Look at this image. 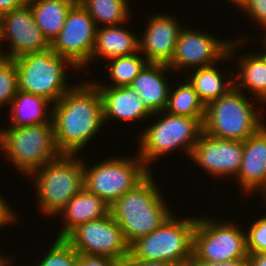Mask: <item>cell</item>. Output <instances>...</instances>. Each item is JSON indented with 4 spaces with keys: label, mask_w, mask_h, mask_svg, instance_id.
<instances>
[{
    "label": "cell",
    "mask_w": 266,
    "mask_h": 266,
    "mask_svg": "<svg viewBox=\"0 0 266 266\" xmlns=\"http://www.w3.org/2000/svg\"><path fill=\"white\" fill-rule=\"evenodd\" d=\"M4 44L8 58H17L28 53L41 52L50 48V43L37 26L32 10L24 6L0 16ZM9 44H8V43ZM9 47V48H8Z\"/></svg>",
    "instance_id": "obj_15"
},
{
    "label": "cell",
    "mask_w": 266,
    "mask_h": 266,
    "mask_svg": "<svg viewBox=\"0 0 266 266\" xmlns=\"http://www.w3.org/2000/svg\"><path fill=\"white\" fill-rule=\"evenodd\" d=\"M110 205L96 194L83 188L73 196L66 206L57 214L62 215L63 225L56 238H65L74 228L88 221L107 216Z\"/></svg>",
    "instance_id": "obj_20"
},
{
    "label": "cell",
    "mask_w": 266,
    "mask_h": 266,
    "mask_svg": "<svg viewBox=\"0 0 266 266\" xmlns=\"http://www.w3.org/2000/svg\"><path fill=\"white\" fill-rule=\"evenodd\" d=\"M18 92V76L14 59L0 61V108L10 106Z\"/></svg>",
    "instance_id": "obj_30"
},
{
    "label": "cell",
    "mask_w": 266,
    "mask_h": 266,
    "mask_svg": "<svg viewBox=\"0 0 266 266\" xmlns=\"http://www.w3.org/2000/svg\"><path fill=\"white\" fill-rule=\"evenodd\" d=\"M251 99L234 87L213 100L205 107L203 131L215 138L238 141H245L256 134L266 125L261 117L264 106H254Z\"/></svg>",
    "instance_id": "obj_4"
},
{
    "label": "cell",
    "mask_w": 266,
    "mask_h": 266,
    "mask_svg": "<svg viewBox=\"0 0 266 266\" xmlns=\"http://www.w3.org/2000/svg\"><path fill=\"white\" fill-rule=\"evenodd\" d=\"M251 53L236 59L238 72L234 74V87L240 91L249 92L250 97L256 99L260 104H266V55ZM245 89V90H244Z\"/></svg>",
    "instance_id": "obj_22"
},
{
    "label": "cell",
    "mask_w": 266,
    "mask_h": 266,
    "mask_svg": "<svg viewBox=\"0 0 266 266\" xmlns=\"http://www.w3.org/2000/svg\"><path fill=\"white\" fill-rule=\"evenodd\" d=\"M121 266H170L167 262L133 259L130 255L121 263Z\"/></svg>",
    "instance_id": "obj_35"
},
{
    "label": "cell",
    "mask_w": 266,
    "mask_h": 266,
    "mask_svg": "<svg viewBox=\"0 0 266 266\" xmlns=\"http://www.w3.org/2000/svg\"><path fill=\"white\" fill-rule=\"evenodd\" d=\"M3 44H4L3 33H2V27L0 24V61L8 58L6 51H4L5 48L2 47V46H4Z\"/></svg>",
    "instance_id": "obj_40"
},
{
    "label": "cell",
    "mask_w": 266,
    "mask_h": 266,
    "mask_svg": "<svg viewBox=\"0 0 266 266\" xmlns=\"http://www.w3.org/2000/svg\"><path fill=\"white\" fill-rule=\"evenodd\" d=\"M137 52H139V37L132 33L129 27L127 29L124 24L98 27L91 62L97 58L109 60Z\"/></svg>",
    "instance_id": "obj_21"
},
{
    "label": "cell",
    "mask_w": 266,
    "mask_h": 266,
    "mask_svg": "<svg viewBox=\"0 0 266 266\" xmlns=\"http://www.w3.org/2000/svg\"><path fill=\"white\" fill-rule=\"evenodd\" d=\"M6 201L7 199L4 200L2 194L0 193V229L1 227L4 228V226L14 224V222L17 223V220H19V218L17 219V213L14 212L15 210L11 209V205H9Z\"/></svg>",
    "instance_id": "obj_34"
},
{
    "label": "cell",
    "mask_w": 266,
    "mask_h": 266,
    "mask_svg": "<svg viewBox=\"0 0 266 266\" xmlns=\"http://www.w3.org/2000/svg\"><path fill=\"white\" fill-rule=\"evenodd\" d=\"M96 87L102 98L104 124L110 120L136 123L152 117L142 104L140 95L130 85Z\"/></svg>",
    "instance_id": "obj_18"
},
{
    "label": "cell",
    "mask_w": 266,
    "mask_h": 266,
    "mask_svg": "<svg viewBox=\"0 0 266 266\" xmlns=\"http://www.w3.org/2000/svg\"><path fill=\"white\" fill-rule=\"evenodd\" d=\"M0 149L15 169L28 177L61 155L51 120L39 125L0 128Z\"/></svg>",
    "instance_id": "obj_7"
},
{
    "label": "cell",
    "mask_w": 266,
    "mask_h": 266,
    "mask_svg": "<svg viewBox=\"0 0 266 266\" xmlns=\"http://www.w3.org/2000/svg\"><path fill=\"white\" fill-rule=\"evenodd\" d=\"M218 220L204 215L197 217L193 233V259L211 262L248 257L246 231L233 220Z\"/></svg>",
    "instance_id": "obj_11"
},
{
    "label": "cell",
    "mask_w": 266,
    "mask_h": 266,
    "mask_svg": "<svg viewBox=\"0 0 266 266\" xmlns=\"http://www.w3.org/2000/svg\"><path fill=\"white\" fill-rule=\"evenodd\" d=\"M79 2L92 17L97 28L125 23L128 25L132 18L129 0H80Z\"/></svg>",
    "instance_id": "obj_26"
},
{
    "label": "cell",
    "mask_w": 266,
    "mask_h": 266,
    "mask_svg": "<svg viewBox=\"0 0 266 266\" xmlns=\"http://www.w3.org/2000/svg\"><path fill=\"white\" fill-rule=\"evenodd\" d=\"M246 229L247 250L249 254L266 252V215L253 220Z\"/></svg>",
    "instance_id": "obj_31"
},
{
    "label": "cell",
    "mask_w": 266,
    "mask_h": 266,
    "mask_svg": "<svg viewBox=\"0 0 266 266\" xmlns=\"http://www.w3.org/2000/svg\"><path fill=\"white\" fill-rule=\"evenodd\" d=\"M170 71L165 64L148 63L130 84L151 115L166 109L171 88L167 79Z\"/></svg>",
    "instance_id": "obj_19"
},
{
    "label": "cell",
    "mask_w": 266,
    "mask_h": 266,
    "mask_svg": "<svg viewBox=\"0 0 266 266\" xmlns=\"http://www.w3.org/2000/svg\"><path fill=\"white\" fill-rule=\"evenodd\" d=\"M260 195L261 197H263V199L265 200L264 203L266 204V189Z\"/></svg>",
    "instance_id": "obj_45"
},
{
    "label": "cell",
    "mask_w": 266,
    "mask_h": 266,
    "mask_svg": "<svg viewBox=\"0 0 266 266\" xmlns=\"http://www.w3.org/2000/svg\"><path fill=\"white\" fill-rule=\"evenodd\" d=\"M128 157L105 158L91 167L83 161L84 188L112 205L151 172L138 154Z\"/></svg>",
    "instance_id": "obj_9"
},
{
    "label": "cell",
    "mask_w": 266,
    "mask_h": 266,
    "mask_svg": "<svg viewBox=\"0 0 266 266\" xmlns=\"http://www.w3.org/2000/svg\"><path fill=\"white\" fill-rule=\"evenodd\" d=\"M73 0H29L35 22L51 44L62 30Z\"/></svg>",
    "instance_id": "obj_25"
},
{
    "label": "cell",
    "mask_w": 266,
    "mask_h": 266,
    "mask_svg": "<svg viewBox=\"0 0 266 266\" xmlns=\"http://www.w3.org/2000/svg\"><path fill=\"white\" fill-rule=\"evenodd\" d=\"M170 266H195L193 258H189L183 261L171 263Z\"/></svg>",
    "instance_id": "obj_42"
},
{
    "label": "cell",
    "mask_w": 266,
    "mask_h": 266,
    "mask_svg": "<svg viewBox=\"0 0 266 266\" xmlns=\"http://www.w3.org/2000/svg\"><path fill=\"white\" fill-rule=\"evenodd\" d=\"M249 266H266V252L249 254Z\"/></svg>",
    "instance_id": "obj_37"
},
{
    "label": "cell",
    "mask_w": 266,
    "mask_h": 266,
    "mask_svg": "<svg viewBox=\"0 0 266 266\" xmlns=\"http://www.w3.org/2000/svg\"><path fill=\"white\" fill-rule=\"evenodd\" d=\"M18 263H15V262H13L12 264H11V266H15V265H17ZM17 266H22V265H17Z\"/></svg>",
    "instance_id": "obj_46"
},
{
    "label": "cell",
    "mask_w": 266,
    "mask_h": 266,
    "mask_svg": "<svg viewBox=\"0 0 266 266\" xmlns=\"http://www.w3.org/2000/svg\"><path fill=\"white\" fill-rule=\"evenodd\" d=\"M27 3L26 0H0V16L3 13L10 12L20 8Z\"/></svg>",
    "instance_id": "obj_36"
},
{
    "label": "cell",
    "mask_w": 266,
    "mask_h": 266,
    "mask_svg": "<svg viewBox=\"0 0 266 266\" xmlns=\"http://www.w3.org/2000/svg\"><path fill=\"white\" fill-rule=\"evenodd\" d=\"M194 260V265L195 266H222V262H211L207 260H202V259H193Z\"/></svg>",
    "instance_id": "obj_39"
},
{
    "label": "cell",
    "mask_w": 266,
    "mask_h": 266,
    "mask_svg": "<svg viewBox=\"0 0 266 266\" xmlns=\"http://www.w3.org/2000/svg\"><path fill=\"white\" fill-rule=\"evenodd\" d=\"M189 27V28H188ZM184 26L178 36L175 49L170 63L167 65L172 73L182 69L185 72L195 68L212 66L232 58L237 46L247 43L248 36H241L235 39L217 38L216 35L208 34L203 30L192 29L191 26ZM215 36V37H214ZM246 39V40H245ZM174 70V71H173Z\"/></svg>",
    "instance_id": "obj_10"
},
{
    "label": "cell",
    "mask_w": 266,
    "mask_h": 266,
    "mask_svg": "<svg viewBox=\"0 0 266 266\" xmlns=\"http://www.w3.org/2000/svg\"><path fill=\"white\" fill-rule=\"evenodd\" d=\"M96 29L87 10L80 2H76L70 8L63 28L50 48L59 56L69 59L82 72L91 63Z\"/></svg>",
    "instance_id": "obj_13"
},
{
    "label": "cell",
    "mask_w": 266,
    "mask_h": 266,
    "mask_svg": "<svg viewBox=\"0 0 266 266\" xmlns=\"http://www.w3.org/2000/svg\"><path fill=\"white\" fill-rule=\"evenodd\" d=\"M64 239L80 254L113 258L121 263L130 253V245L111 213L80 224Z\"/></svg>",
    "instance_id": "obj_12"
},
{
    "label": "cell",
    "mask_w": 266,
    "mask_h": 266,
    "mask_svg": "<svg viewBox=\"0 0 266 266\" xmlns=\"http://www.w3.org/2000/svg\"><path fill=\"white\" fill-rule=\"evenodd\" d=\"M243 157V141L219 139L201 132L189 159L195 162L201 171L221 178L236 177ZM228 176V177H227Z\"/></svg>",
    "instance_id": "obj_14"
},
{
    "label": "cell",
    "mask_w": 266,
    "mask_h": 266,
    "mask_svg": "<svg viewBox=\"0 0 266 266\" xmlns=\"http://www.w3.org/2000/svg\"><path fill=\"white\" fill-rule=\"evenodd\" d=\"M52 105L47 99L18 90L10 105V127L48 123ZM48 111V112H47Z\"/></svg>",
    "instance_id": "obj_24"
},
{
    "label": "cell",
    "mask_w": 266,
    "mask_h": 266,
    "mask_svg": "<svg viewBox=\"0 0 266 266\" xmlns=\"http://www.w3.org/2000/svg\"><path fill=\"white\" fill-rule=\"evenodd\" d=\"M235 179L245 196L266 189V125L243 141L241 167Z\"/></svg>",
    "instance_id": "obj_17"
},
{
    "label": "cell",
    "mask_w": 266,
    "mask_h": 266,
    "mask_svg": "<svg viewBox=\"0 0 266 266\" xmlns=\"http://www.w3.org/2000/svg\"><path fill=\"white\" fill-rule=\"evenodd\" d=\"M94 80L76 82L51 105V121L55 143L61 154L80 155L101 131L103 104Z\"/></svg>",
    "instance_id": "obj_1"
},
{
    "label": "cell",
    "mask_w": 266,
    "mask_h": 266,
    "mask_svg": "<svg viewBox=\"0 0 266 266\" xmlns=\"http://www.w3.org/2000/svg\"><path fill=\"white\" fill-rule=\"evenodd\" d=\"M172 213L152 233L142 236L130 245L133 259L174 262L193 255V233L197 217H181Z\"/></svg>",
    "instance_id": "obj_8"
},
{
    "label": "cell",
    "mask_w": 266,
    "mask_h": 266,
    "mask_svg": "<svg viewBox=\"0 0 266 266\" xmlns=\"http://www.w3.org/2000/svg\"><path fill=\"white\" fill-rule=\"evenodd\" d=\"M18 76V90L47 99L52 105L75 84L67 81L69 66L80 70L67 58L51 48L14 58ZM67 82V83H66Z\"/></svg>",
    "instance_id": "obj_6"
},
{
    "label": "cell",
    "mask_w": 266,
    "mask_h": 266,
    "mask_svg": "<svg viewBox=\"0 0 266 266\" xmlns=\"http://www.w3.org/2000/svg\"><path fill=\"white\" fill-rule=\"evenodd\" d=\"M217 64L219 63L187 71V75L189 72V78L186 75V79L193 86L205 106L234 88V75L232 72L229 71L231 73L229 74L228 71H224L226 76L223 75L220 68H217Z\"/></svg>",
    "instance_id": "obj_23"
},
{
    "label": "cell",
    "mask_w": 266,
    "mask_h": 266,
    "mask_svg": "<svg viewBox=\"0 0 266 266\" xmlns=\"http://www.w3.org/2000/svg\"><path fill=\"white\" fill-rule=\"evenodd\" d=\"M248 0H227V2L233 3L238 9L240 8L241 10L244 9L246 6Z\"/></svg>",
    "instance_id": "obj_43"
},
{
    "label": "cell",
    "mask_w": 266,
    "mask_h": 266,
    "mask_svg": "<svg viewBox=\"0 0 266 266\" xmlns=\"http://www.w3.org/2000/svg\"><path fill=\"white\" fill-rule=\"evenodd\" d=\"M243 13L248 14L252 23H256L257 27L266 25V0H248L246 6L242 10Z\"/></svg>",
    "instance_id": "obj_32"
},
{
    "label": "cell",
    "mask_w": 266,
    "mask_h": 266,
    "mask_svg": "<svg viewBox=\"0 0 266 266\" xmlns=\"http://www.w3.org/2000/svg\"><path fill=\"white\" fill-rule=\"evenodd\" d=\"M78 156L61 154L29 176V180L33 179L41 215L56 218L67 202L84 188L83 159L81 154Z\"/></svg>",
    "instance_id": "obj_5"
},
{
    "label": "cell",
    "mask_w": 266,
    "mask_h": 266,
    "mask_svg": "<svg viewBox=\"0 0 266 266\" xmlns=\"http://www.w3.org/2000/svg\"><path fill=\"white\" fill-rule=\"evenodd\" d=\"M155 181L151 171L133 189L110 205V213L120 225L129 245L152 233L175 212L170 210L164 193Z\"/></svg>",
    "instance_id": "obj_2"
},
{
    "label": "cell",
    "mask_w": 266,
    "mask_h": 266,
    "mask_svg": "<svg viewBox=\"0 0 266 266\" xmlns=\"http://www.w3.org/2000/svg\"><path fill=\"white\" fill-rule=\"evenodd\" d=\"M222 266H249V257H239L222 261Z\"/></svg>",
    "instance_id": "obj_38"
},
{
    "label": "cell",
    "mask_w": 266,
    "mask_h": 266,
    "mask_svg": "<svg viewBox=\"0 0 266 266\" xmlns=\"http://www.w3.org/2000/svg\"><path fill=\"white\" fill-rule=\"evenodd\" d=\"M8 257V254L6 256V254L2 255V252L0 253V266H11V264L14 262V259L11 258V255L9 258Z\"/></svg>",
    "instance_id": "obj_41"
},
{
    "label": "cell",
    "mask_w": 266,
    "mask_h": 266,
    "mask_svg": "<svg viewBox=\"0 0 266 266\" xmlns=\"http://www.w3.org/2000/svg\"><path fill=\"white\" fill-rule=\"evenodd\" d=\"M76 266H121V262L113 258L78 253Z\"/></svg>",
    "instance_id": "obj_33"
},
{
    "label": "cell",
    "mask_w": 266,
    "mask_h": 266,
    "mask_svg": "<svg viewBox=\"0 0 266 266\" xmlns=\"http://www.w3.org/2000/svg\"><path fill=\"white\" fill-rule=\"evenodd\" d=\"M45 251L44 256L38 258V263H32V266H76L78 252L64 238L55 237L49 249Z\"/></svg>",
    "instance_id": "obj_29"
},
{
    "label": "cell",
    "mask_w": 266,
    "mask_h": 266,
    "mask_svg": "<svg viewBox=\"0 0 266 266\" xmlns=\"http://www.w3.org/2000/svg\"><path fill=\"white\" fill-rule=\"evenodd\" d=\"M173 14H152L139 37V51L148 63L168 65L179 33L184 27Z\"/></svg>",
    "instance_id": "obj_16"
},
{
    "label": "cell",
    "mask_w": 266,
    "mask_h": 266,
    "mask_svg": "<svg viewBox=\"0 0 266 266\" xmlns=\"http://www.w3.org/2000/svg\"><path fill=\"white\" fill-rule=\"evenodd\" d=\"M183 80L175 89L170 88L165 111L174 115L204 118L206 106L188 80L185 77Z\"/></svg>",
    "instance_id": "obj_28"
},
{
    "label": "cell",
    "mask_w": 266,
    "mask_h": 266,
    "mask_svg": "<svg viewBox=\"0 0 266 266\" xmlns=\"http://www.w3.org/2000/svg\"><path fill=\"white\" fill-rule=\"evenodd\" d=\"M156 122L141 130L137 141L139 142L138 156L145 166L152 171L150 165L159 158L182 150L187 158L190 157L194 145L203 131L204 118H192L170 114L160 111L154 116ZM166 154V155H165ZM189 156V157H188ZM150 166V167H149Z\"/></svg>",
    "instance_id": "obj_3"
},
{
    "label": "cell",
    "mask_w": 266,
    "mask_h": 266,
    "mask_svg": "<svg viewBox=\"0 0 266 266\" xmlns=\"http://www.w3.org/2000/svg\"><path fill=\"white\" fill-rule=\"evenodd\" d=\"M147 64L148 61L140 51L135 54L111 58L104 65L111 82L104 84L95 79L93 83L96 86H129Z\"/></svg>",
    "instance_id": "obj_27"
},
{
    "label": "cell",
    "mask_w": 266,
    "mask_h": 266,
    "mask_svg": "<svg viewBox=\"0 0 266 266\" xmlns=\"http://www.w3.org/2000/svg\"><path fill=\"white\" fill-rule=\"evenodd\" d=\"M263 30V32H262V36H264V37H261L262 39L260 40L261 42H263L262 43V45L264 46V52L262 53V54H264V55H266V25L265 26H263V27H259V30Z\"/></svg>",
    "instance_id": "obj_44"
}]
</instances>
